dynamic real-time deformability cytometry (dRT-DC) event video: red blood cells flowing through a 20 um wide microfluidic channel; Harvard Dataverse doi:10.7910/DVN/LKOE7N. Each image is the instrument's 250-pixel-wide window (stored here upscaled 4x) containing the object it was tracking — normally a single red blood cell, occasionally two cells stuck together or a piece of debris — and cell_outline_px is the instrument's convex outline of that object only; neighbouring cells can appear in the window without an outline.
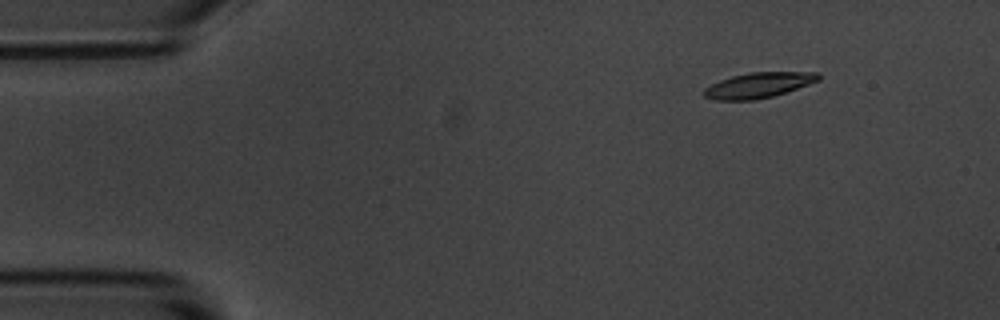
{"species": "common noctule bat (a hibernating species)", "species_latin": "Nyctalus noctula", "temperature_condition": "room temperature", "stored_images_in_passage": 6, "camera_frame_rate_fps": 3000, "um_per_image_px": 0.085, "animal": {"sex": "male", "body_mass_g": 20.1, "forearm_length_mm": 53.5}, "frame": {"image": 1, "passage_image": 2, "time_ms": 1.0, "image_size_px": [1000, 320], "cell_outline_px": [[820, 80], [772, 96], [756, 100], [716, 100], [704, 96], [704, 88], [720, 80], [732, 76], [748, 72], [820, 72]], "centroid_in_image_um": [64.47, 7.23], "position_along_channel_um": 20.5, "area_um2": 16.76}}
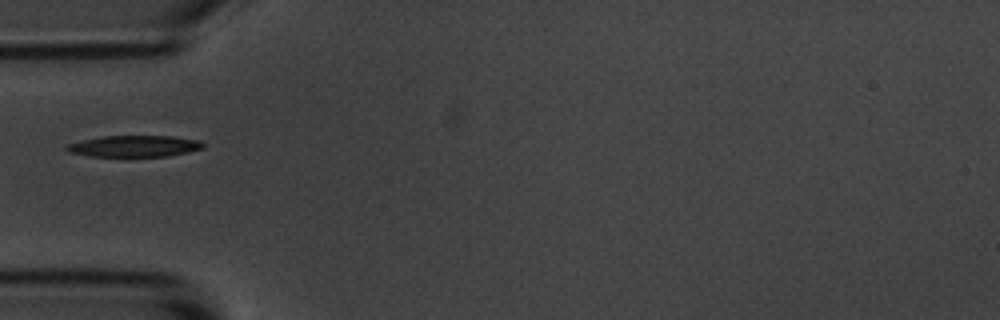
{"frame": {"image": 2, "passage_image": 5, "time_ms": 4.667, "image_size_px": [1000, 320], "cell_outline_px": [[204, 148], [188, 152], [168, 156], [88, 156], [68, 152], [64, 148], [68, 144], [84, 140], [104, 136], [172, 136], [200, 140], [204, 144]], "centroid_in_image_um": [11.44, 12.42], "position_along_channel_um": 73.6, "area_um2": 16.94}}